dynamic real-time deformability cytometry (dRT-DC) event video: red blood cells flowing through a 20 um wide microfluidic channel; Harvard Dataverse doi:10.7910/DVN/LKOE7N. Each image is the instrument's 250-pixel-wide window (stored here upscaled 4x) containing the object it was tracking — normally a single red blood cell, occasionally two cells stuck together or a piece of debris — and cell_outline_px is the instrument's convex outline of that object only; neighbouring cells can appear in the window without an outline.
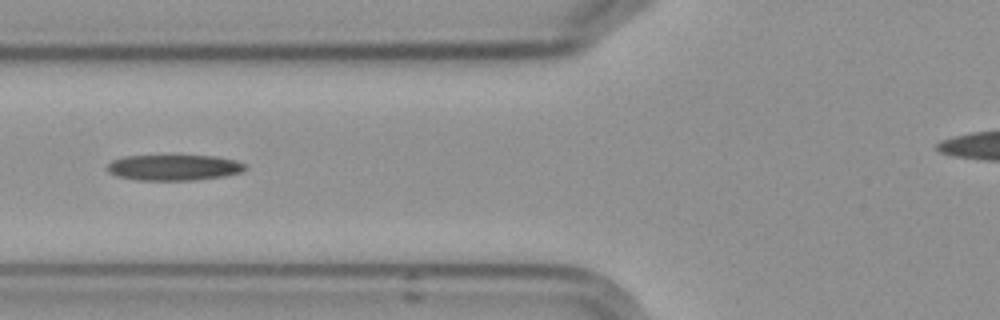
{"species": "Egyptian fruit bat (a non-hibernating species)", "species_latin": "Rousettus aegyptiacus", "temperature_condition": "cold", "stored_images_in_passage": 7, "camera_frame_rate_fps": 3000, "um_per_image_px": 0.085, "frame": {"image": 1, "passage_image": 5, "time_ms": 5.667, "image_size_px": [1000, 320], "cell_outline_px": [[248, 168], [244, 172], [224, 176], [196, 180], [136, 180], [116, 176], [108, 172], [108, 164], [112, 160], [124, 156], [216, 156], [236, 160], [244, 164]], "centroid_in_image_um": [14.81, 14.24], "position_along_channel_um": 111.0, "area_um2": 20.81}}
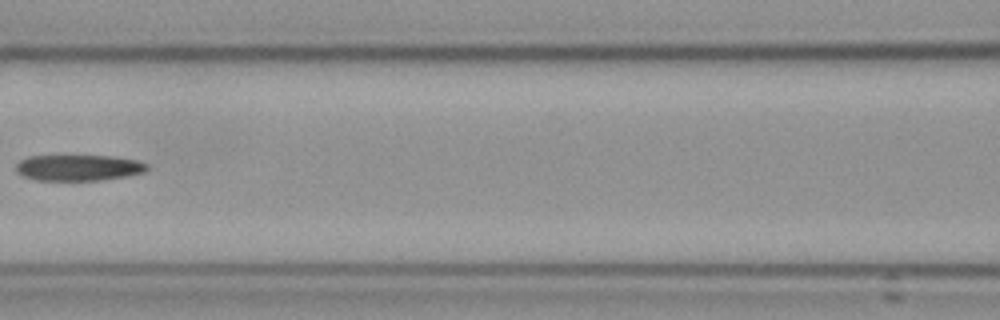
{"frame": {"image": 2, "passage_image": 6, "time_ms": 7.0, "image_size_px": [1000, 320], "cell_outline_px": [[148, 168], [144, 172], [128, 176], [100, 180], [36, 180], [24, 176], [16, 172], [16, 164], [20, 160], [28, 156], [112, 156], [136, 160], [148, 164]], "centroid_in_image_um": [6.67, 14.25], "position_along_channel_um": 159.9, "area_um2": 19.83}}